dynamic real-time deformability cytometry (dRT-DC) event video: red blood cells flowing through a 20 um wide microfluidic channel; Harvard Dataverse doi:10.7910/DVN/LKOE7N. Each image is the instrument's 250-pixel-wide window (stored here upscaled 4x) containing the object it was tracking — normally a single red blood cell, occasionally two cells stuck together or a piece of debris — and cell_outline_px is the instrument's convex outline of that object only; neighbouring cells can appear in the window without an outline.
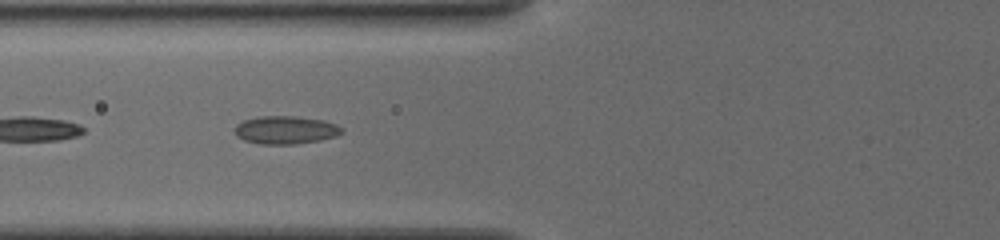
{"species": "common noctule bat (a hibernating species)", "species_latin": "Nyctalus noctula", "temperature_condition": "cold", "stored_images_in_passage": 12, "segment_of_instrument_passage": [2, 2], "camera_frame_rate_fps": 3000, "um_per_image_px": 0.085, "animal": {"sex": "female", "body_mass_g": 19.5, "forearm_length_mm": 54.1}, "frame": {"image": 1, "passage_image": 9, "time_ms": 6.667, "image_size_px": [1000, 240], "cell_outline_px": [[344, 132], [336, 136], [320, 140], [296, 144], [256, 144], [244, 140], [236, 136], [236, 124], [244, 120], [260, 116], [292, 116], [324, 120], [336, 124], [344, 128]], "centroid_in_image_um": [24.3, 11.05], "position_along_channel_um": 101.5, "area_um2": 17.57}}